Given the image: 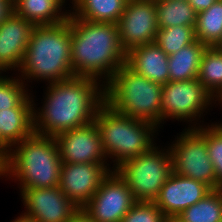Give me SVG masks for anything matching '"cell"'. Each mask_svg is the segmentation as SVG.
<instances>
[{
	"label": "cell",
	"mask_w": 222,
	"mask_h": 222,
	"mask_svg": "<svg viewBox=\"0 0 222 222\" xmlns=\"http://www.w3.org/2000/svg\"><path fill=\"white\" fill-rule=\"evenodd\" d=\"M34 103L30 95L19 107L0 110V139L10 149L35 133Z\"/></svg>",
	"instance_id": "18"
},
{
	"label": "cell",
	"mask_w": 222,
	"mask_h": 222,
	"mask_svg": "<svg viewBox=\"0 0 222 222\" xmlns=\"http://www.w3.org/2000/svg\"><path fill=\"white\" fill-rule=\"evenodd\" d=\"M19 189L26 209L20 217L29 222H68L80 209L59 187Z\"/></svg>",
	"instance_id": "11"
},
{
	"label": "cell",
	"mask_w": 222,
	"mask_h": 222,
	"mask_svg": "<svg viewBox=\"0 0 222 222\" xmlns=\"http://www.w3.org/2000/svg\"><path fill=\"white\" fill-rule=\"evenodd\" d=\"M35 25L12 13L0 23V70H19Z\"/></svg>",
	"instance_id": "16"
},
{
	"label": "cell",
	"mask_w": 222,
	"mask_h": 222,
	"mask_svg": "<svg viewBox=\"0 0 222 222\" xmlns=\"http://www.w3.org/2000/svg\"><path fill=\"white\" fill-rule=\"evenodd\" d=\"M11 222H29V221H27V220L23 219L22 217L18 216L16 219H14Z\"/></svg>",
	"instance_id": "35"
},
{
	"label": "cell",
	"mask_w": 222,
	"mask_h": 222,
	"mask_svg": "<svg viewBox=\"0 0 222 222\" xmlns=\"http://www.w3.org/2000/svg\"><path fill=\"white\" fill-rule=\"evenodd\" d=\"M162 88L161 124H164V120L173 118L193 123L188 129L199 128L202 125L197 122L201 115L203 116L205 110H209L212 102L215 101L216 104L214 97L197 78L188 81H169L162 85Z\"/></svg>",
	"instance_id": "9"
},
{
	"label": "cell",
	"mask_w": 222,
	"mask_h": 222,
	"mask_svg": "<svg viewBox=\"0 0 222 222\" xmlns=\"http://www.w3.org/2000/svg\"><path fill=\"white\" fill-rule=\"evenodd\" d=\"M115 170L126 181L136 201L154 202L173 173L171 150L169 147L160 150L154 145L148 152L126 160Z\"/></svg>",
	"instance_id": "7"
},
{
	"label": "cell",
	"mask_w": 222,
	"mask_h": 222,
	"mask_svg": "<svg viewBox=\"0 0 222 222\" xmlns=\"http://www.w3.org/2000/svg\"><path fill=\"white\" fill-rule=\"evenodd\" d=\"M62 163H107L95 121L56 135Z\"/></svg>",
	"instance_id": "14"
},
{
	"label": "cell",
	"mask_w": 222,
	"mask_h": 222,
	"mask_svg": "<svg viewBox=\"0 0 222 222\" xmlns=\"http://www.w3.org/2000/svg\"><path fill=\"white\" fill-rule=\"evenodd\" d=\"M136 202L126 181L112 170L82 209L95 222H121Z\"/></svg>",
	"instance_id": "10"
},
{
	"label": "cell",
	"mask_w": 222,
	"mask_h": 222,
	"mask_svg": "<svg viewBox=\"0 0 222 222\" xmlns=\"http://www.w3.org/2000/svg\"><path fill=\"white\" fill-rule=\"evenodd\" d=\"M197 79L214 97L215 100L222 94V50L216 47H207L204 51Z\"/></svg>",
	"instance_id": "23"
},
{
	"label": "cell",
	"mask_w": 222,
	"mask_h": 222,
	"mask_svg": "<svg viewBox=\"0 0 222 222\" xmlns=\"http://www.w3.org/2000/svg\"><path fill=\"white\" fill-rule=\"evenodd\" d=\"M66 0H12L13 12L34 25L58 24L70 12L62 11Z\"/></svg>",
	"instance_id": "19"
},
{
	"label": "cell",
	"mask_w": 222,
	"mask_h": 222,
	"mask_svg": "<svg viewBox=\"0 0 222 222\" xmlns=\"http://www.w3.org/2000/svg\"><path fill=\"white\" fill-rule=\"evenodd\" d=\"M214 47L222 50V37H221V40Z\"/></svg>",
	"instance_id": "36"
},
{
	"label": "cell",
	"mask_w": 222,
	"mask_h": 222,
	"mask_svg": "<svg viewBox=\"0 0 222 222\" xmlns=\"http://www.w3.org/2000/svg\"><path fill=\"white\" fill-rule=\"evenodd\" d=\"M26 85L21 78L0 75V110L17 108L32 95Z\"/></svg>",
	"instance_id": "27"
},
{
	"label": "cell",
	"mask_w": 222,
	"mask_h": 222,
	"mask_svg": "<svg viewBox=\"0 0 222 222\" xmlns=\"http://www.w3.org/2000/svg\"><path fill=\"white\" fill-rule=\"evenodd\" d=\"M162 93V85L124 64L104 85V102L116 112L159 127Z\"/></svg>",
	"instance_id": "6"
},
{
	"label": "cell",
	"mask_w": 222,
	"mask_h": 222,
	"mask_svg": "<svg viewBox=\"0 0 222 222\" xmlns=\"http://www.w3.org/2000/svg\"><path fill=\"white\" fill-rule=\"evenodd\" d=\"M178 218L183 222H222V188L209 192Z\"/></svg>",
	"instance_id": "25"
},
{
	"label": "cell",
	"mask_w": 222,
	"mask_h": 222,
	"mask_svg": "<svg viewBox=\"0 0 222 222\" xmlns=\"http://www.w3.org/2000/svg\"><path fill=\"white\" fill-rule=\"evenodd\" d=\"M18 72L24 83L43 79L50 84L74 77L69 18L58 24L35 25Z\"/></svg>",
	"instance_id": "3"
},
{
	"label": "cell",
	"mask_w": 222,
	"mask_h": 222,
	"mask_svg": "<svg viewBox=\"0 0 222 222\" xmlns=\"http://www.w3.org/2000/svg\"><path fill=\"white\" fill-rule=\"evenodd\" d=\"M14 147L0 165V176L20 181L21 188L59 186L62 161L54 137L34 133Z\"/></svg>",
	"instance_id": "4"
},
{
	"label": "cell",
	"mask_w": 222,
	"mask_h": 222,
	"mask_svg": "<svg viewBox=\"0 0 222 222\" xmlns=\"http://www.w3.org/2000/svg\"><path fill=\"white\" fill-rule=\"evenodd\" d=\"M166 222H183L178 217H173L170 219H167Z\"/></svg>",
	"instance_id": "34"
},
{
	"label": "cell",
	"mask_w": 222,
	"mask_h": 222,
	"mask_svg": "<svg viewBox=\"0 0 222 222\" xmlns=\"http://www.w3.org/2000/svg\"><path fill=\"white\" fill-rule=\"evenodd\" d=\"M218 103H222V94L219 96V98L216 100ZM222 106V104H220Z\"/></svg>",
	"instance_id": "37"
},
{
	"label": "cell",
	"mask_w": 222,
	"mask_h": 222,
	"mask_svg": "<svg viewBox=\"0 0 222 222\" xmlns=\"http://www.w3.org/2000/svg\"><path fill=\"white\" fill-rule=\"evenodd\" d=\"M108 163H62L59 188L82 209L111 173Z\"/></svg>",
	"instance_id": "13"
},
{
	"label": "cell",
	"mask_w": 222,
	"mask_h": 222,
	"mask_svg": "<svg viewBox=\"0 0 222 222\" xmlns=\"http://www.w3.org/2000/svg\"><path fill=\"white\" fill-rule=\"evenodd\" d=\"M166 220L154 202L137 201L121 222H166Z\"/></svg>",
	"instance_id": "29"
},
{
	"label": "cell",
	"mask_w": 222,
	"mask_h": 222,
	"mask_svg": "<svg viewBox=\"0 0 222 222\" xmlns=\"http://www.w3.org/2000/svg\"><path fill=\"white\" fill-rule=\"evenodd\" d=\"M13 11L12 0H0V23Z\"/></svg>",
	"instance_id": "31"
},
{
	"label": "cell",
	"mask_w": 222,
	"mask_h": 222,
	"mask_svg": "<svg viewBox=\"0 0 222 222\" xmlns=\"http://www.w3.org/2000/svg\"><path fill=\"white\" fill-rule=\"evenodd\" d=\"M195 40L194 27L177 25L163 29L159 28L155 43L170 56Z\"/></svg>",
	"instance_id": "26"
},
{
	"label": "cell",
	"mask_w": 222,
	"mask_h": 222,
	"mask_svg": "<svg viewBox=\"0 0 222 222\" xmlns=\"http://www.w3.org/2000/svg\"><path fill=\"white\" fill-rule=\"evenodd\" d=\"M197 13L207 10L217 0H187Z\"/></svg>",
	"instance_id": "30"
},
{
	"label": "cell",
	"mask_w": 222,
	"mask_h": 222,
	"mask_svg": "<svg viewBox=\"0 0 222 222\" xmlns=\"http://www.w3.org/2000/svg\"><path fill=\"white\" fill-rule=\"evenodd\" d=\"M128 0H74L72 12L78 19L118 23ZM75 10V11H74Z\"/></svg>",
	"instance_id": "21"
},
{
	"label": "cell",
	"mask_w": 222,
	"mask_h": 222,
	"mask_svg": "<svg viewBox=\"0 0 222 222\" xmlns=\"http://www.w3.org/2000/svg\"><path fill=\"white\" fill-rule=\"evenodd\" d=\"M212 189L195 179L173 172L154 200L166 219L178 217L185 209L205 197Z\"/></svg>",
	"instance_id": "15"
},
{
	"label": "cell",
	"mask_w": 222,
	"mask_h": 222,
	"mask_svg": "<svg viewBox=\"0 0 222 222\" xmlns=\"http://www.w3.org/2000/svg\"><path fill=\"white\" fill-rule=\"evenodd\" d=\"M117 25L126 53L134 47L154 43L159 29L155 0H128Z\"/></svg>",
	"instance_id": "12"
},
{
	"label": "cell",
	"mask_w": 222,
	"mask_h": 222,
	"mask_svg": "<svg viewBox=\"0 0 222 222\" xmlns=\"http://www.w3.org/2000/svg\"><path fill=\"white\" fill-rule=\"evenodd\" d=\"M207 152L214 165L218 187L222 188V123L207 126Z\"/></svg>",
	"instance_id": "28"
},
{
	"label": "cell",
	"mask_w": 222,
	"mask_h": 222,
	"mask_svg": "<svg viewBox=\"0 0 222 222\" xmlns=\"http://www.w3.org/2000/svg\"><path fill=\"white\" fill-rule=\"evenodd\" d=\"M68 222H95L83 209L78 212Z\"/></svg>",
	"instance_id": "32"
},
{
	"label": "cell",
	"mask_w": 222,
	"mask_h": 222,
	"mask_svg": "<svg viewBox=\"0 0 222 222\" xmlns=\"http://www.w3.org/2000/svg\"><path fill=\"white\" fill-rule=\"evenodd\" d=\"M10 148L0 139V165L9 156Z\"/></svg>",
	"instance_id": "33"
},
{
	"label": "cell",
	"mask_w": 222,
	"mask_h": 222,
	"mask_svg": "<svg viewBox=\"0 0 222 222\" xmlns=\"http://www.w3.org/2000/svg\"><path fill=\"white\" fill-rule=\"evenodd\" d=\"M94 121L106 159L109 157L115 162L112 170L126 160L148 152L155 145L153 136L159 131L154 124L116 112L105 102L97 109Z\"/></svg>",
	"instance_id": "5"
},
{
	"label": "cell",
	"mask_w": 222,
	"mask_h": 222,
	"mask_svg": "<svg viewBox=\"0 0 222 222\" xmlns=\"http://www.w3.org/2000/svg\"><path fill=\"white\" fill-rule=\"evenodd\" d=\"M158 28L191 26L195 28L197 12L187 0H155Z\"/></svg>",
	"instance_id": "22"
},
{
	"label": "cell",
	"mask_w": 222,
	"mask_h": 222,
	"mask_svg": "<svg viewBox=\"0 0 222 222\" xmlns=\"http://www.w3.org/2000/svg\"><path fill=\"white\" fill-rule=\"evenodd\" d=\"M68 18L71 22V63L74 76L94 78L105 85L126 62L118 25L78 19L71 13Z\"/></svg>",
	"instance_id": "2"
},
{
	"label": "cell",
	"mask_w": 222,
	"mask_h": 222,
	"mask_svg": "<svg viewBox=\"0 0 222 222\" xmlns=\"http://www.w3.org/2000/svg\"><path fill=\"white\" fill-rule=\"evenodd\" d=\"M207 45L199 40L186 45L168 58L169 81H188L198 77Z\"/></svg>",
	"instance_id": "20"
},
{
	"label": "cell",
	"mask_w": 222,
	"mask_h": 222,
	"mask_svg": "<svg viewBox=\"0 0 222 222\" xmlns=\"http://www.w3.org/2000/svg\"><path fill=\"white\" fill-rule=\"evenodd\" d=\"M179 135L169 146L173 172L200 181L212 190L220 189L214 165L207 152V126L186 128Z\"/></svg>",
	"instance_id": "8"
},
{
	"label": "cell",
	"mask_w": 222,
	"mask_h": 222,
	"mask_svg": "<svg viewBox=\"0 0 222 222\" xmlns=\"http://www.w3.org/2000/svg\"><path fill=\"white\" fill-rule=\"evenodd\" d=\"M169 56L154 42L134 47L126 53L125 64L147 79L164 85L169 82Z\"/></svg>",
	"instance_id": "17"
},
{
	"label": "cell",
	"mask_w": 222,
	"mask_h": 222,
	"mask_svg": "<svg viewBox=\"0 0 222 222\" xmlns=\"http://www.w3.org/2000/svg\"><path fill=\"white\" fill-rule=\"evenodd\" d=\"M195 37L208 47L215 46L222 37V0H217L207 10L197 13Z\"/></svg>",
	"instance_id": "24"
},
{
	"label": "cell",
	"mask_w": 222,
	"mask_h": 222,
	"mask_svg": "<svg viewBox=\"0 0 222 222\" xmlns=\"http://www.w3.org/2000/svg\"><path fill=\"white\" fill-rule=\"evenodd\" d=\"M100 83L79 76L50 83L42 108L34 109L35 133L55 137L94 121L97 109L104 102V85Z\"/></svg>",
	"instance_id": "1"
}]
</instances>
